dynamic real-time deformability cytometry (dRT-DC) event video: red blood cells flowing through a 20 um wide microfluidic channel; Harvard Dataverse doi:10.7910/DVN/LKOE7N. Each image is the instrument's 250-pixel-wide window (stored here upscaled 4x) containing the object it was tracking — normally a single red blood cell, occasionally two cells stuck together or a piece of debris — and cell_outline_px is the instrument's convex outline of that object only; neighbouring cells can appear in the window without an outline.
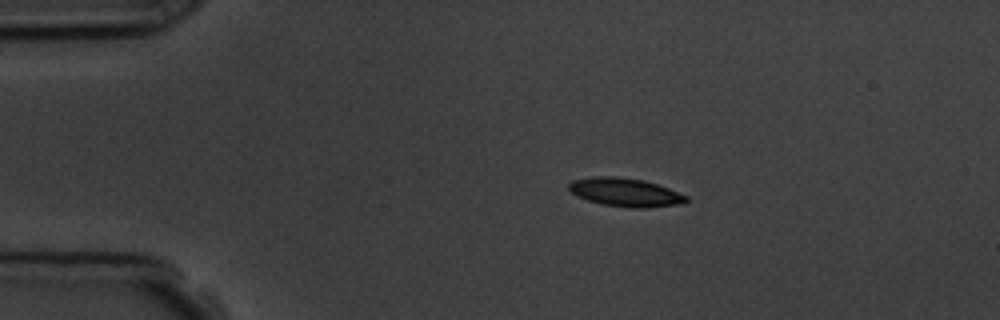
{"species": "common noctule bat (a hibernating species)", "species_latin": "Nyctalus noctula", "temperature_condition": "room temperature", "stored_images_in_passage": 3, "camera_frame_rate_fps": 3000, "um_per_image_px": 0.085, "animal": {"sex": "male", "body_mass_g": 19.5, "forearm_length_mm": 54.6}, "frame": {"image": 1, "passage_image": 2, "time_ms": 1.0, "image_size_px": [1000, 320], "cell_outline_px": [[688, 200], [684, 204], [648, 208], [632, 208], [604, 204], [588, 200], [576, 196], [568, 188], [568, 184], [572, 180], [592, 176], [616, 176], [644, 180], [668, 188], [688, 196]], "centroid_in_image_um": [53.17, 16.34], "position_along_channel_um": 31.8, "area_um2": 19.59}}